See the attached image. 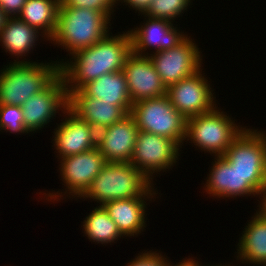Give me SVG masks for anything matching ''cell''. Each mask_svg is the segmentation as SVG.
<instances>
[{
	"label": "cell",
	"instance_id": "1",
	"mask_svg": "<svg viewBox=\"0 0 266 266\" xmlns=\"http://www.w3.org/2000/svg\"><path fill=\"white\" fill-rule=\"evenodd\" d=\"M122 33L116 36L109 33L94 45L74 53L70 62L56 60L67 95L104 74L123 70L132 53V41L129 30Z\"/></svg>",
	"mask_w": 266,
	"mask_h": 266
},
{
	"label": "cell",
	"instance_id": "2",
	"mask_svg": "<svg viewBox=\"0 0 266 266\" xmlns=\"http://www.w3.org/2000/svg\"><path fill=\"white\" fill-rule=\"evenodd\" d=\"M111 19L100 11L89 8H73L60 4L57 27L49 40L72 56L77 51L86 49L110 32ZM110 23V24H109ZM109 28V29H108Z\"/></svg>",
	"mask_w": 266,
	"mask_h": 266
},
{
	"label": "cell",
	"instance_id": "3",
	"mask_svg": "<svg viewBox=\"0 0 266 266\" xmlns=\"http://www.w3.org/2000/svg\"><path fill=\"white\" fill-rule=\"evenodd\" d=\"M152 184L131 162H107L79 199H93L103 206L119 199L156 198Z\"/></svg>",
	"mask_w": 266,
	"mask_h": 266
},
{
	"label": "cell",
	"instance_id": "4",
	"mask_svg": "<svg viewBox=\"0 0 266 266\" xmlns=\"http://www.w3.org/2000/svg\"><path fill=\"white\" fill-rule=\"evenodd\" d=\"M10 63L0 70V104L4 105L21 106L59 75L56 61Z\"/></svg>",
	"mask_w": 266,
	"mask_h": 266
},
{
	"label": "cell",
	"instance_id": "5",
	"mask_svg": "<svg viewBox=\"0 0 266 266\" xmlns=\"http://www.w3.org/2000/svg\"><path fill=\"white\" fill-rule=\"evenodd\" d=\"M217 106L210 112L188 118L185 140L210 155L223 156L232 142L246 128L237 125Z\"/></svg>",
	"mask_w": 266,
	"mask_h": 266
},
{
	"label": "cell",
	"instance_id": "6",
	"mask_svg": "<svg viewBox=\"0 0 266 266\" xmlns=\"http://www.w3.org/2000/svg\"><path fill=\"white\" fill-rule=\"evenodd\" d=\"M223 157L263 195L266 189V133L246 127Z\"/></svg>",
	"mask_w": 266,
	"mask_h": 266
},
{
	"label": "cell",
	"instance_id": "7",
	"mask_svg": "<svg viewBox=\"0 0 266 266\" xmlns=\"http://www.w3.org/2000/svg\"><path fill=\"white\" fill-rule=\"evenodd\" d=\"M130 114L139 131L168 137L182 148L187 120L170 103L166 94L135 102Z\"/></svg>",
	"mask_w": 266,
	"mask_h": 266
},
{
	"label": "cell",
	"instance_id": "8",
	"mask_svg": "<svg viewBox=\"0 0 266 266\" xmlns=\"http://www.w3.org/2000/svg\"><path fill=\"white\" fill-rule=\"evenodd\" d=\"M59 163V176H61L60 180L63 181L62 185H65L66 191L48 192L49 194L44 192L42 195L45 194L44 199L46 198L47 201H60L62 198L64 199V195L72 199L76 197L78 200L90 187L93 179L100 173L107 161L96 147L87 152L60 158Z\"/></svg>",
	"mask_w": 266,
	"mask_h": 266
},
{
	"label": "cell",
	"instance_id": "9",
	"mask_svg": "<svg viewBox=\"0 0 266 266\" xmlns=\"http://www.w3.org/2000/svg\"><path fill=\"white\" fill-rule=\"evenodd\" d=\"M181 147L172 139L138 131L131 163L152 183L154 174L166 172L178 162ZM173 166V167H172Z\"/></svg>",
	"mask_w": 266,
	"mask_h": 266
},
{
	"label": "cell",
	"instance_id": "10",
	"mask_svg": "<svg viewBox=\"0 0 266 266\" xmlns=\"http://www.w3.org/2000/svg\"><path fill=\"white\" fill-rule=\"evenodd\" d=\"M194 39L186 37L177 46L148 55L167 87L193 75L202 68L201 51Z\"/></svg>",
	"mask_w": 266,
	"mask_h": 266
},
{
	"label": "cell",
	"instance_id": "11",
	"mask_svg": "<svg viewBox=\"0 0 266 266\" xmlns=\"http://www.w3.org/2000/svg\"><path fill=\"white\" fill-rule=\"evenodd\" d=\"M201 68L196 73L167 87L166 95L170 103L187 120L212 111L216 107V97L206 75Z\"/></svg>",
	"mask_w": 266,
	"mask_h": 266
},
{
	"label": "cell",
	"instance_id": "12",
	"mask_svg": "<svg viewBox=\"0 0 266 266\" xmlns=\"http://www.w3.org/2000/svg\"><path fill=\"white\" fill-rule=\"evenodd\" d=\"M24 127L35 133L55 119L59 111L68 108V95L65 82L59 74L44 90L31 96L21 105Z\"/></svg>",
	"mask_w": 266,
	"mask_h": 266
},
{
	"label": "cell",
	"instance_id": "13",
	"mask_svg": "<svg viewBox=\"0 0 266 266\" xmlns=\"http://www.w3.org/2000/svg\"><path fill=\"white\" fill-rule=\"evenodd\" d=\"M144 16L143 25L130 29L132 52L140 56H148L146 50L154 49L153 52L171 49L181 43L188 34L180 31L172 21ZM146 17V18H145ZM146 52V53H145Z\"/></svg>",
	"mask_w": 266,
	"mask_h": 266
},
{
	"label": "cell",
	"instance_id": "14",
	"mask_svg": "<svg viewBox=\"0 0 266 266\" xmlns=\"http://www.w3.org/2000/svg\"><path fill=\"white\" fill-rule=\"evenodd\" d=\"M63 116L52 137V147L56 149L58 159L97 147V131L90 124L78 118L68 108L63 111Z\"/></svg>",
	"mask_w": 266,
	"mask_h": 266
},
{
	"label": "cell",
	"instance_id": "15",
	"mask_svg": "<svg viewBox=\"0 0 266 266\" xmlns=\"http://www.w3.org/2000/svg\"><path fill=\"white\" fill-rule=\"evenodd\" d=\"M210 173L203 186L209 197L230 199L241 196H259L261 204L262 195L241 175L223 156H215ZM230 197V198H229Z\"/></svg>",
	"mask_w": 266,
	"mask_h": 266
},
{
	"label": "cell",
	"instance_id": "16",
	"mask_svg": "<svg viewBox=\"0 0 266 266\" xmlns=\"http://www.w3.org/2000/svg\"><path fill=\"white\" fill-rule=\"evenodd\" d=\"M138 131L129 113L122 120L97 132V148L107 162H130Z\"/></svg>",
	"mask_w": 266,
	"mask_h": 266
},
{
	"label": "cell",
	"instance_id": "17",
	"mask_svg": "<svg viewBox=\"0 0 266 266\" xmlns=\"http://www.w3.org/2000/svg\"><path fill=\"white\" fill-rule=\"evenodd\" d=\"M132 103L166 94V86L148 56L131 53L123 67Z\"/></svg>",
	"mask_w": 266,
	"mask_h": 266
},
{
	"label": "cell",
	"instance_id": "18",
	"mask_svg": "<svg viewBox=\"0 0 266 266\" xmlns=\"http://www.w3.org/2000/svg\"><path fill=\"white\" fill-rule=\"evenodd\" d=\"M68 109L97 132L122 120L132 106H116L87 96L81 89L68 94Z\"/></svg>",
	"mask_w": 266,
	"mask_h": 266
},
{
	"label": "cell",
	"instance_id": "19",
	"mask_svg": "<svg viewBox=\"0 0 266 266\" xmlns=\"http://www.w3.org/2000/svg\"><path fill=\"white\" fill-rule=\"evenodd\" d=\"M145 199V200H144ZM150 199V200H149ZM154 200V197H134L113 200L105 203L103 207L111 219L117 225L121 234L125 237H136L146 228L147 201ZM147 200V201H146Z\"/></svg>",
	"mask_w": 266,
	"mask_h": 266
},
{
	"label": "cell",
	"instance_id": "20",
	"mask_svg": "<svg viewBox=\"0 0 266 266\" xmlns=\"http://www.w3.org/2000/svg\"><path fill=\"white\" fill-rule=\"evenodd\" d=\"M249 221L239 238L236 259L262 266L266 263V213L259 207Z\"/></svg>",
	"mask_w": 266,
	"mask_h": 266
},
{
	"label": "cell",
	"instance_id": "21",
	"mask_svg": "<svg viewBox=\"0 0 266 266\" xmlns=\"http://www.w3.org/2000/svg\"><path fill=\"white\" fill-rule=\"evenodd\" d=\"M44 39L45 37L40 34L34 27H31L18 17H7L4 27L0 31V42L4 51L13 55L16 58L14 62H33L24 57H27L31 49L37 45L36 41H39L40 36ZM17 56V57H16ZM22 59L21 61L19 60Z\"/></svg>",
	"mask_w": 266,
	"mask_h": 266
},
{
	"label": "cell",
	"instance_id": "22",
	"mask_svg": "<svg viewBox=\"0 0 266 266\" xmlns=\"http://www.w3.org/2000/svg\"><path fill=\"white\" fill-rule=\"evenodd\" d=\"M81 90L89 97L112 103L116 106L133 105L123 70L104 74L85 84Z\"/></svg>",
	"mask_w": 266,
	"mask_h": 266
},
{
	"label": "cell",
	"instance_id": "23",
	"mask_svg": "<svg viewBox=\"0 0 266 266\" xmlns=\"http://www.w3.org/2000/svg\"><path fill=\"white\" fill-rule=\"evenodd\" d=\"M60 0H27L17 16L49 41L56 30Z\"/></svg>",
	"mask_w": 266,
	"mask_h": 266
},
{
	"label": "cell",
	"instance_id": "24",
	"mask_svg": "<svg viewBox=\"0 0 266 266\" xmlns=\"http://www.w3.org/2000/svg\"><path fill=\"white\" fill-rule=\"evenodd\" d=\"M85 236L92 242L109 244L124 237L103 206L94 207L83 221Z\"/></svg>",
	"mask_w": 266,
	"mask_h": 266
},
{
	"label": "cell",
	"instance_id": "25",
	"mask_svg": "<svg viewBox=\"0 0 266 266\" xmlns=\"http://www.w3.org/2000/svg\"><path fill=\"white\" fill-rule=\"evenodd\" d=\"M192 0H153L150 7L144 13L151 18L166 19L175 22L180 17Z\"/></svg>",
	"mask_w": 266,
	"mask_h": 266
},
{
	"label": "cell",
	"instance_id": "26",
	"mask_svg": "<svg viewBox=\"0 0 266 266\" xmlns=\"http://www.w3.org/2000/svg\"><path fill=\"white\" fill-rule=\"evenodd\" d=\"M28 134L21 106L0 104V131ZM11 131V132H10Z\"/></svg>",
	"mask_w": 266,
	"mask_h": 266
},
{
	"label": "cell",
	"instance_id": "27",
	"mask_svg": "<svg viewBox=\"0 0 266 266\" xmlns=\"http://www.w3.org/2000/svg\"><path fill=\"white\" fill-rule=\"evenodd\" d=\"M60 4L73 8H89L100 11L110 19L113 16L114 7L118 6L117 0H60ZM112 15V16H111Z\"/></svg>",
	"mask_w": 266,
	"mask_h": 266
},
{
	"label": "cell",
	"instance_id": "28",
	"mask_svg": "<svg viewBox=\"0 0 266 266\" xmlns=\"http://www.w3.org/2000/svg\"><path fill=\"white\" fill-rule=\"evenodd\" d=\"M169 263V260L165 257V255H162L161 252L157 251H145L138 256H136L133 260H130L129 263H127L126 266H167Z\"/></svg>",
	"mask_w": 266,
	"mask_h": 266
},
{
	"label": "cell",
	"instance_id": "29",
	"mask_svg": "<svg viewBox=\"0 0 266 266\" xmlns=\"http://www.w3.org/2000/svg\"><path fill=\"white\" fill-rule=\"evenodd\" d=\"M27 0H0V9L7 17H17Z\"/></svg>",
	"mask_w": 266,
	"mask_h": 266
},
{
	"label": "cell",
	"instance_id": "30",
	"mask_svg": "<svg viewBox=\"0 0 266 266\" xmlns=\"http://www.w3.org/2000/svg\"><path fill=\"white\" fill-rule=\"evenodd\" d=\"M153 0H117L118 4L121 2L125 3V6L128 5L130 9L133 8L136 12L144 14L147 9L150 7Z\"/></svg>",
	"mask_w": 266,
	"mask_h": 266
},
{
	"label": "cell",
	"instance_id": "31",
	"mask_svg": "<svg viewBox=\"0 0 266 266\" xmlns=\"http://www.w3.org/2000/svg\"><path fill=\"white\" fill-rule=\"evenodd\" d=\"M183 259L184 260H180V262L176 263L175 265L173 263L172 266H204V265H201L198 260L193 259V257L192 258L188 257V259L187 258H183ZM211 266H218V265H211Z\"/></svg>",
	"mask_w": 266,
	"mask_h": 266
},
{
	"label": "cell",
	"instance_id": "32",
	"mask_svg": "<svg viewBox=\"0 0 266 266\" xmlns=\"http://www.w3.org/2000/svg\"><path fill=\"white\" fill-rule=\"evenodd\" d=\"M259 207L266 213V189L262 195L261 204Z\"/></svg>",
	"mask_w": 266,
	"mask_h": 266
},
{
	"label": "cell",
	"instance_id": "33",
	"mask_svg": "<svg viewBox=\"0 0 266 266\" xmlns=\"http://www.w3.org/2000/svg\"><path fill=\"white\" fill-rule=\"evenodd\" d=\"M7 16L3 13V11L0 9V31L4 27L5 21Z\"/></svg>",
	"mask_w": 266,
	"mask_h": 266
},
{
	"label": "cell",
	"instance_id": "34",
	"mask_svg": "<svg viewBox=\"0 0 266 266\" xmlns=\"http://www.w3.org/2000/svg\"><path fill=\"white\" fill-rule=\"evenodd\" d=\"M218 266H231V265L227 263V265L226 264L225 265L218 264ZM232 266H234V265H232Z\"/></svg>",
	"mask_w": 266,
	"mask_h": 266
}]
</instances>
